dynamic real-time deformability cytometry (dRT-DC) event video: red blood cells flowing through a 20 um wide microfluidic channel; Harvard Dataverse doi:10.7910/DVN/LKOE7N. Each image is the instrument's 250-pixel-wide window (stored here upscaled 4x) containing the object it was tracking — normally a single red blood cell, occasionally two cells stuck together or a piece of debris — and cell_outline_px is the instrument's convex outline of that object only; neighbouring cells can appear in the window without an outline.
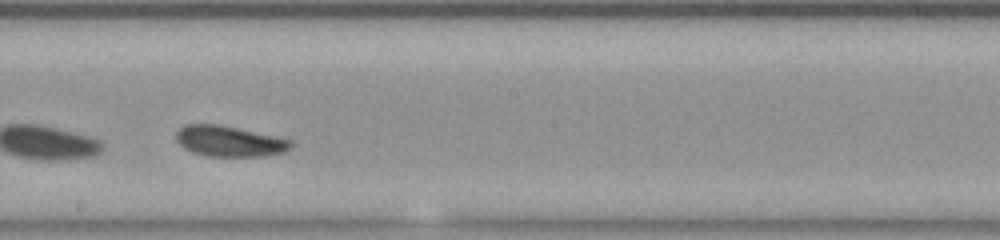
{"species": "common noctule bat (a hibernating species)", "species_latin": "Nyctalus noctula", "temperature_condition": "room temperature", "stored_images_in_passage": 29, "camera_frame_rate_fps": 3000, "um_per_image_px": 0.085, "animal": {"sex": "female", "body_mass_g": 23.0, "forearm_length_mm": 53.4}, "frame": {"image": 1, "passage_image": 17, "time_ms": 5.333, "image_size_px": [1000, 240], "cell_outline_px": [[292, 144], [288, 148], [280, 152], [264, 156], [208, 156], [192, 152], [184, 148], [176, 140], [176, 132], [184, 124], [216, 124], [236, 128], [292, 140]], "centroid_in_image_um": [19.42, 12.0], "position_along_channel_um": 228.8, "area_um2": 20.11}, "authors_computed_cell_mechanics": {"area_um2": 20.6924, "velocity_mm_per_s": 3.768, "shape_relaxation_time_tau1_ms": 1.9115, "shape_relaxation_time_tau2_ms": 5.1907, "deformation_change_tau1": 0.0652, "deformation_change_tau2": 0.0955}}